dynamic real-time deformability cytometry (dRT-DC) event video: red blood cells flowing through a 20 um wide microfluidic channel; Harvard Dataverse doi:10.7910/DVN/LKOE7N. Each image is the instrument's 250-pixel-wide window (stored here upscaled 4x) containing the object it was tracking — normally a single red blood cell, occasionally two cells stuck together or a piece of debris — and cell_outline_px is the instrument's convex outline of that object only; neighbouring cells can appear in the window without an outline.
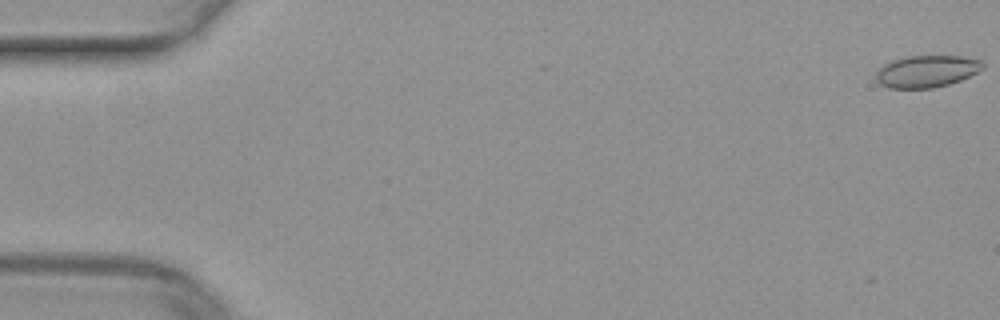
{"species": "common noctule bat (a hibernating species)", "species_latin": "Nyctalus noctula", "temperature_condition": "warm", "stored_images_in_passage": 47, "camera_frame_rate_fps": 3000, "um_per_image_px": 0.085, "animal": {"sex": "female", "body_mass_g": 29.2, "forearm_length_mm": 56.3}, "frame": {"image": 1, "passage_image": 1, "time_ms": 0.0, "image_size_px": [1000, 320], "cell_outline_px": [[984, 68], [960, 80], [948, 84], [932, 88], [888, 88], [880, 84], [876, 80], [876, 72], [884, 64], [892, 60], [908, 56], [960, 56], [980, 60], [984, 64]], "centroid_in_image_um": [78.74, 6.06], "position_along_channel_um": 6.3, "area_um2": 19.77}}
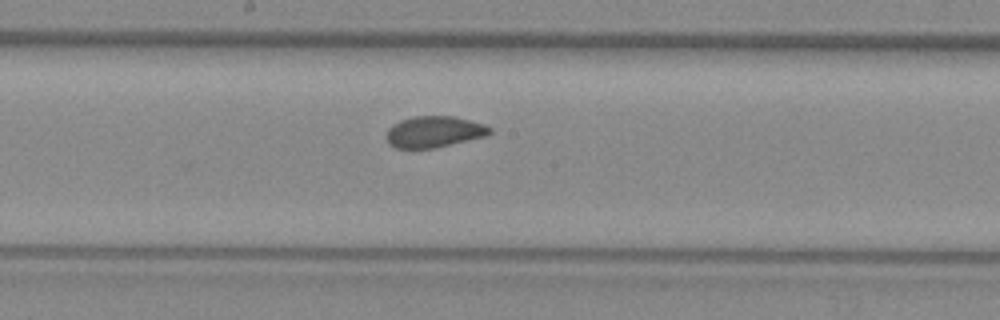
{"frame": {"image": 2, "passage_image": 28, "time_ms": 9.0, "image_size_px": [1000, 320], "cell_outline_px": [[492, 132], [488, 136], [432, 148], [396, 148], [388, 144], [388, 128], [400, 120], [412, 116], [452, 116], [484, 124], [492, 128]], "centroid_in_image_um": [36.92, 11.2], "position_along_channel_um": 211.3, "area_um2": 18.73}}
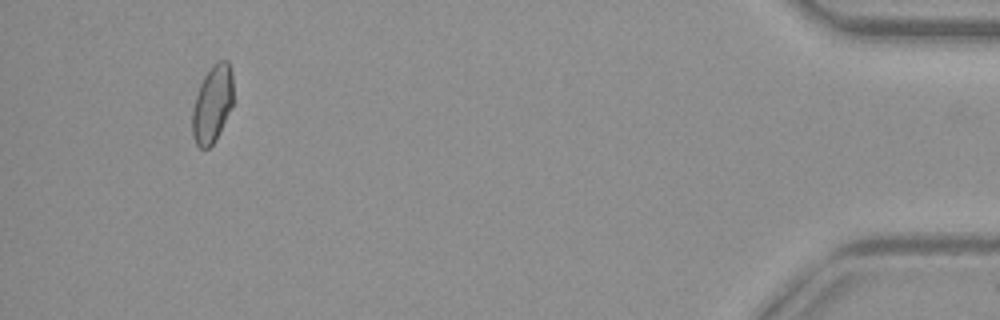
{"frame": {"image": 3, "passage_image": 46, "time_ms": 15.0, "image_size_px": [1000, 320], "cell_outline_px": [[232, 104], [220, 132], [216, 140], [208, 148], [200, 148], [196, 144], [192, 136], [192, 112], [196, 96], [200, 84], [204, 76], [212, 64], [220, 60], [228, 60], [232, 72]], "centroid_in_image_um": [18.04, 8.84], "position_along_channel_um": 417.2, "area_um2": 18.38}}